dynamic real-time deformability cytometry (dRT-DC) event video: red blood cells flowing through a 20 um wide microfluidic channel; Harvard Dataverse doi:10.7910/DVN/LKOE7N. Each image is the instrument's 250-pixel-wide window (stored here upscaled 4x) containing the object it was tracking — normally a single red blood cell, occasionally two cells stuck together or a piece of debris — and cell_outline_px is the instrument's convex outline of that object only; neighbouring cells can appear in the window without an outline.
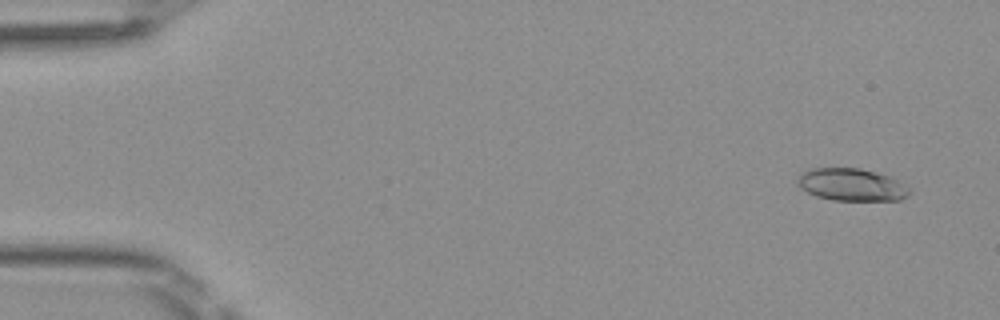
{"species": "Egyptian fruit bat (a non-hibernating species)", "species_latin": "Rousettus aegyptiacus", "temperature_condition": "room temperature", "stored_images_in_passage": 50, "camera_frame_rate_fps": 3000, "um_per_image_px": 0.085, "frame": {"image": 1, "passage_image": 3, "time_ms": 0.667, "image_size_px": [1000, 320], "cell_outline_px": [[912, 192], [908, 196], [900, 200], [832, 200], [816, 196], [800, 188], [796, 180], [800, 172], [812, 168], [860, 168], [892, 176], [912, 188]], "centroid_in_image_um": [72.42, 15.69], "position_along_channel_um": 12.6, "area_um2": 21.56}}
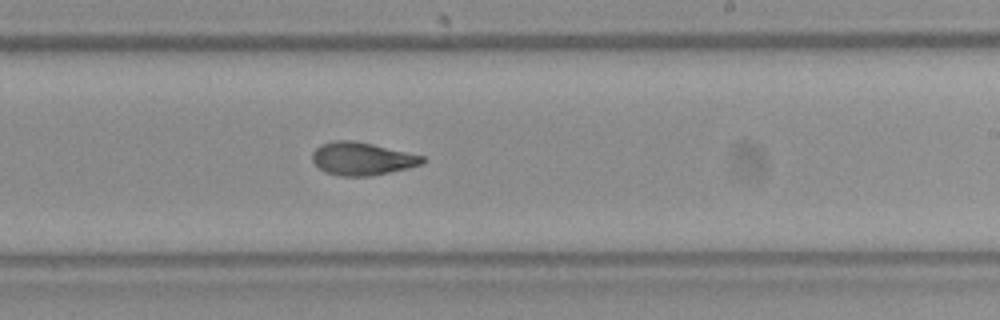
{"frame": {"image": 2, "passage_image": 30, "time_ms": 9.667, "image_size_px": [1000, 320], "cell_outline_px": [[424, 160], [420, 164], [408, 168], [368, 176], [340, 176], [324, 172], [312, 160], [312, 152], [320, 144], [332, 140], [352, 140], [372, 144], [424, 156]], "centroid_in_image_um": [30.71, 13.48], "position_along_channel_um": 258.3, "area_um2": 20.92}}
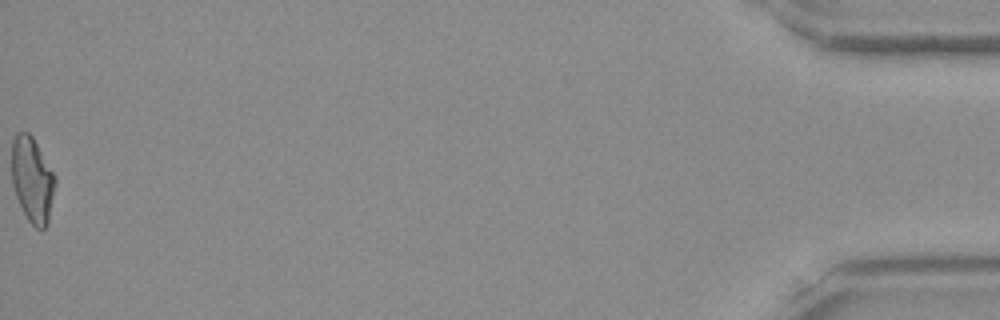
{"frame": {"image": 3, "passage_image": 50, "time_ms": 16.333, "image_size_px": [1000, 320], "cell_outline_px": [[56, 184], [48, 224], [44, 228], [36, 228], [28, 220], [16, 196], [12, 184], [12, 140], [16, 132], [28, 132], [32, 136], [56, 176]], "centroid_in_image_um": [2.76, 15.27], "position_along_channel_um": 432.4, "area_um2": 21.68}, "authors_computed_cell_mechanics": {"area_um2": 21.2415, "velocity_mm_per_s": 4.1083, "shape_relaxation_time_tau1_ms": 5.0967, "shape_relaxation_time_tau2_ms": 1.9828, "deformation_change_tau1": 0.1697, "deformation_change_tau2": 0.0849}}